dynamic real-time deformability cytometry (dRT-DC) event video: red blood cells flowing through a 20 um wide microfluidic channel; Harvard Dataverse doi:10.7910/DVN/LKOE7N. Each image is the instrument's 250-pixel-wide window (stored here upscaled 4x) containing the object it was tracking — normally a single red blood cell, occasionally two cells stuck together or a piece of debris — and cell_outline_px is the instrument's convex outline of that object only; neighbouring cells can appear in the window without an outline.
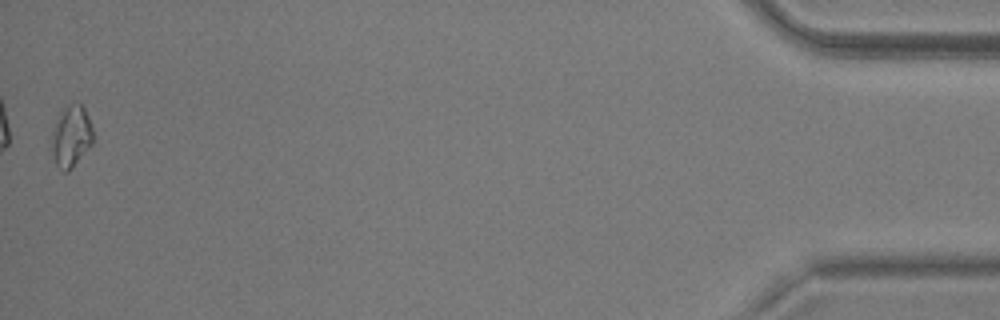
{"species": "common noctule bat (a hibernating species)", "species_latin": "Nyctalus noctula", "temperature_condition": "warm", "stored_images_in_passage": 38, "camera_frame_rate_fps": 3000, "um_per_image_px": 0.085, "animal": {"sex": "male", "body_mass_g": 20.5, "forearm_length_mm": 52.5}, "frame": {"image": 1, "passage_image": 38, "time_ms": 12.333, "image_size_px": [1000, 320], "cell_outline_px": [[96, 136], [92, 144], [72, 168], [68, 172], [64, 172], [56, 164], [52, 148], [52, 136], [60, 112], [72, 104], [80, 104], [84, 108]], "centroid_in_image_um": [6.1, 11.62], "position_along_channel_um": 429.1, "area_um2": 14.51}}